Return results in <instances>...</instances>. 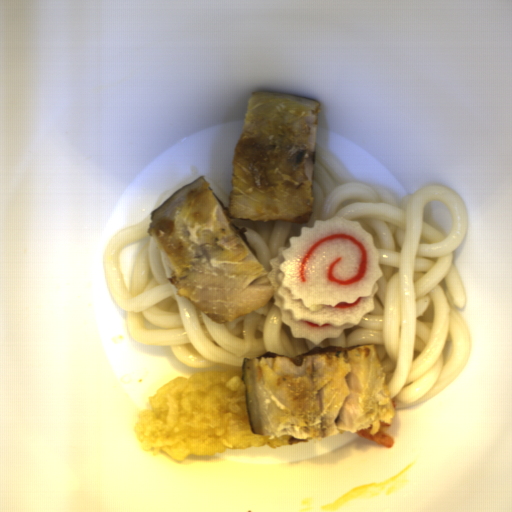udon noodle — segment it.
<instances>
[{
  "label": "udon noodle",
  "mask_w": 512,
  "mask_h": 512,
  "mask_svg": "<svg viewBox=\"0 0 512 512\" xmlns=\"http://www.w3.org/2000/svg\"><path fill=\"white\" fill-rule=\"evenodd\" d=\"M205 179V178H204ZM210 185L211 189L218 196V198L224 203L225 206H228L229 197L226 193L219 187V185L214 180L205 179Z\"/></svg>",
  "instance_id": "8dc81ce9"
},
{
  "label": "udon noodle",
  "mask_w": 512,
  "mask_h": 512,
  "mask_svg": "<svg viewBox=\"0 0 512 512\" xmlns=\"http://www.w3.org/2000/svg\"><path fill=\"white\" fill-rule=\"evenodd\" d=\"M198 177H193L191 179H189L188 181L182 183V184H179V185H176V186H173V187H170V188H167L158 198L157 202H156V205H155V208H157L159 205H161L169 196H171L178 188L180 187H183L185 184L187 183H190V182H193L194 179H196Z\"/></svg>",
  "instance_id": "a0691cae"
},
{
  "label": "udon noodle",
  "mask_w": 512,
  "mask_h": 512,
  "mask_svg": "<svg viewBox=\"0 0 512 512\" xmlns=\"http://www.w3.org/2000/svg\"><path fill=\"white\" fill-rule=\"evenodd\" d=\"M315 146L314 202L306 223L231 221L245 227L251 254L267 274L278 249L301 235L303 226L313 228L315 220L332 217L359 222L372 236L383 275L376 283L374 311L357 325L319 344L294 338L274 295L260 310L217 324L178 296L167 279L174 271L148 232L150 218L107 240L103 270L108 289L126 314L133 341L168 347L191 369L242 368L243 358L263 352L287 357L314 347L383 343L397 363L387 382L394 411L416 406L451 384L471 358L470 330L463 317L468 296L454 264L468 217L465 201L456 190L431 184L397 198L382 186L358 181L327 150ZM434 201L450 208L449 231L424 219L426 205ZM145 238L126 286L119 252Z\"/></svg>",
  "instance_id": "d5520da0"
}]
</instances>
